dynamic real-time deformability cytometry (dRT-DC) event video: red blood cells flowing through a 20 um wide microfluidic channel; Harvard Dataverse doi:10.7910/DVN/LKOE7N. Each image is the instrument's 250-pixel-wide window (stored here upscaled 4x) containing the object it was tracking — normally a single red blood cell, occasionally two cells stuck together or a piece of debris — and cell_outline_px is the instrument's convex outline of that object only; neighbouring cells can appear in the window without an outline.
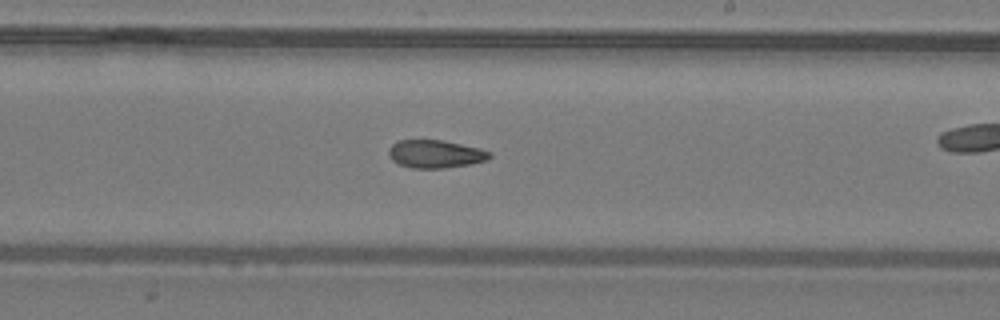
{"species": "common noctule bat (a hibernating species)", "species_latin": "Nyctalus noctula", "temperature_condition": "warm", "stored_images_in_passage": 31, "camera_frame_rate_fps": 3000, "um_per_image_px": 0.085, "animal": {"sex": "male", "body_mass_g": 19.2, "forearm_length_mm": 51.8}, "frame": {"image": 1, "passage_image": 22, "time_ms": 7.0, "image_size_px": [1000, 320], "cell_outline_px": [[492, 156], [488, 160], [468, 164], [444, 168], [412, 168], [400, 164], [392, 160], [388, 152], [388, 148], [396, 140], [444, 140], [480, 148], [492, 152]], "centroid_in_image_um": [37.02, 13.07], "position_along_channel_um": 252.0, "area_um2": 16.53}}